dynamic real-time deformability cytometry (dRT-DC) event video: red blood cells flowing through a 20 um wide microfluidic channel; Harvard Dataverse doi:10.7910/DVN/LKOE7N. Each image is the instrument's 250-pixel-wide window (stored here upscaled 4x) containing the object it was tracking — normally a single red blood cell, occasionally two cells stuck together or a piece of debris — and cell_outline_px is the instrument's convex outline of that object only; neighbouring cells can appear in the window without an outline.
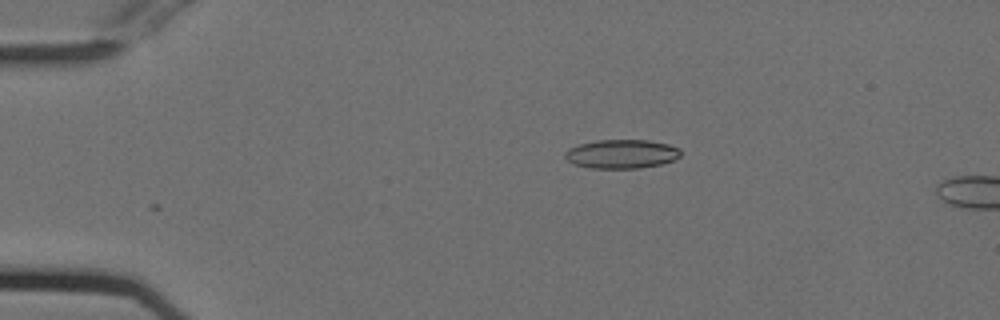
{"species": "Egyptian fruit bat (a non-hibernating species)", "species_latin": "Rousettus aegyptiacus", "temperature_condition": "cold", "stored_images_in_passage": 4, "camera_frame_rate_fps": 3000, "um_per_image_px": 0.085, "animal": {"sex": "female"}, "frame": {"image": 1, "passage_image": 1, "time_ms": 0.0, "image_size_px": [1000, 320], "cell_outline_px": [[680, 156], [672, 160], [660, 164], [640, 168], [588, 168], [576, 164], [568, 160], [564, 156], [564, 152], [568, 148], [580, 144], [596, 140], [648, 140], [668, 144], [680, 148]], "centroid_in_image_um": [52.82, 13.08], "position_along_channel_um": 32.2, "area_um2": 19.42}}